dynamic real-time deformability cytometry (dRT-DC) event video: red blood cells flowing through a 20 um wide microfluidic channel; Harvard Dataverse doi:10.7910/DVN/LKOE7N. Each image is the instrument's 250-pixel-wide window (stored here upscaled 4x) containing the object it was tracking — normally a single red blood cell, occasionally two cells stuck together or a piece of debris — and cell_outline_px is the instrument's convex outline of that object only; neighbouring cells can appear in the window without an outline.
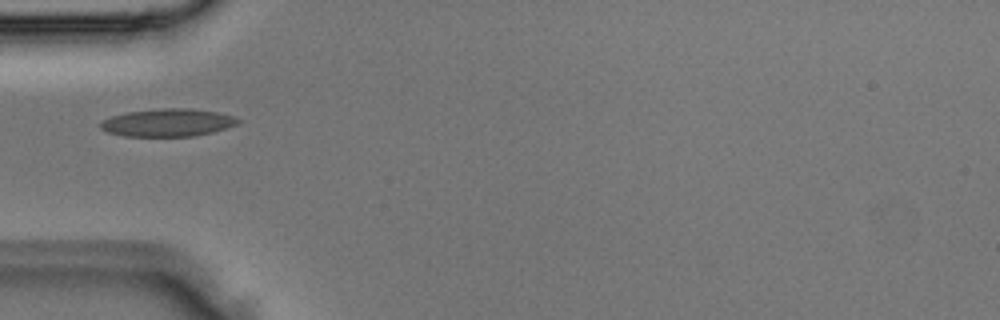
{"species": "Egyptian fruit bat (a non-hibernating species)", "species_latin": "Rousettus aegyptiacus", "temperature_condition": "room temperature", "stored_images_in_passage": 1, "camera_frame_rate_fps": 3000, "um_per_image_px": 0.085, "animal": {"sex": "male"}, "frame": {"image": 1, "passage_image": 1, "time_ms": 0.0, "image_size_px": [1000, 320], "cell_outline_px": [[240, 120], [236, 124], [228, 128], [212, 132], [192, 136], [124, 136], [108, 132], [100, 128], [100, 124], [104, 120], [112, 116], [128, 112], [160, 108], [188, 108], [216, 112], [232, 116]], "centroid_in_image_um": [14.25, 10.42], "position_along_channel_um": 70.7, "area_um2": 21.96}}